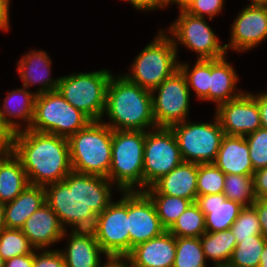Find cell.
Segmentation results:
<instances>
[{
	"label": "cell",
	"mask_w": 267,
	"mask_h": 267,
	"mask_svg": "<svg viewBox=\"0 0 267 267\" xmlns=\"http://www.w3.org/2000/svg\"><path fill=\"white\" fill-rule=\"evenodd\" d=\"M111 181L108 178L71 171L63 181L45 186L46 203L56 213L65 229L92 230L97 215L111 201Z\"/></svg>",
	"instance_id": "1"
},
{
	"label": "cell",
	"mask_w": 267,
	"mask_h": 267,
	"mask_svg": "<svg viewBox=\"0 0 267 267\" xmlns=\"http://www.w3.org/2000/svg\"><path fill=\"white\" fill-rule=\"evenodd\" d=\"M13 154L21 161L28 182L47 186L72 171L68 138L22 129L14 133Z\"/></svg>",
	"instance_id": "2"
},
{
	"label": "cell",
	"mask_w": 267,
	"mask_h": 267,
	"mask_svg": "<svg viewBox=\"0 0 267 267\" xmlns=\"http://www.w3.org/2000/svg\"><path fill=\"white\" fill-rule=\"evenodd\" d=\"M115 78V79H114ZM107 114L112 130L145 131L156 128L153 115L152 93L129 81L125 76L111 75L106 92Z\"/></svg>",
	"instance_id": "3"
},
{
	"label": "cell",
	"mask_w": 267,
	"mask_h": 267,
	"mask_svg": "<svg viewBox=\"0 0 267 267\" xmlns=\"http://www.w3.org/2000/svg\"><path fill=\"white\" fill-rule=\"evenodd\" d=\"M72 170L107 178L111 167L112 129L91 121L68 138Z\"/></svg>",
	"instance_id": "4"
},
{
	"label": "cell",
	"mask_w": 267,
	"mask_h": 267,
	"mask_svg": "<svg viewBox=\"0 0 267 267\" xmlns=\"http://www.w3.org/2000/svg\"><path fill=\"white\" fill-rule=\"evenodd\" d=\"M146 131L112 130L111 167L107 178L123 191H143Z\"/></svg>",
	"instance_id": "5"
},
{
	"label": "cell",
	"mask_w": 267,
	"mask_h": 267,
	"mask_svg": "<svg viewBox=\"0 0 267 267\" xmlns=\"http://www.w3.org/2000/svg\"><path fill=\"white\" fill-rule=\"evenodd\" d=\"M165 34L159 32L135 57L131 74L125 75L129 81L152 91L179 69L175 45L172 38Z\"/></svg>",
	"instance_id": "6"
},
{
	"label": "cell",
	"mask_w": 267,
	"mask_h": 267,
	"mask_svg": "<svg viewBox=\"0 0 267 267\" xmlns=\"http://www.w3.org/2000/svg\"><path fill=\"white\" fill-rule=\"evenodd\" d=\"M92 120L57 91L38 94L30 130L69 138Z\"/></svg>",
	"instance_id": "7"
},
{
	"label": "cell",
	"mask_w": 267,
	"mask_h": 267,
	"mask_svg": "<svg viewBox=\"0 0 267 267\" xmlns=\"http://www.w3.org/2000/svg\"><path fill=\"white\" fill-rule=\"evenodd\" d=\"M111 74L109 70L76 73L59 78L57 91L76 109L92 121H100L106 106V92Z\"/></svg>",
	"instance_id": "8"
},
{
	"label": "cell",
	"mask_w": 267,
	"mask_h": 267,
	"mask_svg": "<svg viewBox=\"0 0 267 267\" xmlns=\"http://www.w3.org/2000/svg\"><path fill=\"white\" fill-rule=\"evenodd\" d=\"M175 134L184 162L213 163L216 159L224 131L218 118L213 123L184 122L170 127Z\"/></svg>",
	"instance_id": "9"
},
{
	"label": "cell",
	"mask_w": 267,
	"mask_h": 267,
	"mask_svg": "<svg viewBox=\"0 0 267 267\" xmlns=\"http://www.w3.org/2000/svg\"><path fill=\"white\" fill-rule=\"evenodd\" d=\"M143 156V191L184 162L175 134L167 127L146 131Z\"/></svg>",
	"instance_id": "10"
},
{
	"label": "cell",
	"mask_w": 267,
	"mask_h": 267,
	"mask_svg": "<svg viewBox=\"0 0 267 267\" xmlns=\"http://www.w3.org/2000/svg\"><path fill=\"white\" fill-rule=\"evenodd\" d=\"M118 202H111L96 218L92 231L106 257H126L130 253L128 230V191Z\"/></svg>",
	"instance_id": "11"
},
{
	"label": "cell",
	"mask_w": 267,
	"mask_h": 267,
	"mask_svg": "<svg viewBox=\"0 0 267 267\" xmlns=\"http://www.w3.org/2000/svg\"><path fill=\"white\" fill-rule=\"evenodd\" d=\"M185 75L178 69L151 91L157 127L170 128L184 122L189 110L190 91ZM155 91L158 96H155Z\"/></svg>",
	"instance_id": "12"
},
{
	"label": "cell",
	"mask_w": 267,
	"mask_h": 267,
	"mask_svg": "<svg viewBox=\"0 0 267 267\" xmlns=\"http://www.w3.org/2000/svg\"><path fill=\"white\" fill-rule=\"evenodd\" d=\"M179 18L172 24L173 43L177 51V43L190 48L199 54L197 59H219L226 55L225 45H220L219 39L204 17H197L180 10ZM177 39V40H176ZM178 41V42H177Z\"/></svg>",
	"instance_id": "13"
},
{
	"label": "cell",
	"mask_w": 267,
	"mask_h": 267,
	"mask_svg": "<svg viewBox=\"0 0 267 267\" xmlns=\"http://www.w3.org/2000/svg\"><path fill=\"white\" fill-rule=\"evenodd\" d=\"M215 115L225 135L245 137L261 128L260 111L255 95L248 92L219 104Z\"/></svg>",
	"instance_id": "14"
},
{
	"label": "cell",
	"mask_w": 267,
	"mask_h": 267,
	"mask_svg": "<svg viewBox=\"0 0 267 267\" xmlns=\"http://www.w3.org/2000/svg\"><path fill=\"white\" fill-rule=\"evenodd\" d=\"M130 252L135 246L161 235L162 226L153 201L144 191H128Z\"/></svg>",
	"instance_id": "15"
},
{
	"label": "cell",
	"mask_w": 267,
	"mask_h": 267,
	"mask_svg": "<svg viewBox=\"0 0 267 267\" xmlns=\"http://www.w3.org/2000/svg\"><path fill=\"white\" fill-rule=\"evenodd\" d=\"M232 25L231 38L225 44L226 50L232 48L236 51L255 48L267 38V5H247Z\"/></svg>",
	"instance_id": "16"
},
{
	"label": "cell",
	"mask_w": 267,
	"mask_h": 267,
	"mask_svg": "<svg viewBox=\"0 0 267 267\" xmlns=\"http://www.w3.org/2000/svg\"><path fill=\"white\" fill-rule=\"evenodd\" d=\"M176 237L168 230L134 248L126 256L131 267H173Z\"/></svg>",
	"instance_id": "17"
},
{
	"label": "cell",
	"mask_w": 267,
	"mask_h": 267,
	"mask_svg": "<svg viewBox=\"0 0 267 267\" xmlns=\"http://www.w3.org/2000/svg\"><path fill=\"white\" fill-rule=\"evenodd\" d=\"M198 163L183 162L168 174L161 176L145 193H161L191 200L197 199Z\"/></svg>",
	"instance_id": "18"
},
{
	"label": "cell",
	"mask_w": 267,
	"mask_h": 267,
	"mask_svg": "<svg viewBox=\"0 0 267 267\" xmlns=\"http://www.w3.org/2000/svg\"><path fill=\"white\" fill-rule=\"evenodd\" d=\"M35 249H45L63 239L66 229L62 227L56 213L47 203L36 210L21 228ZM45 247V248H44Z\"/></svg>",
	"instance_id": "19"
},
{
	"label": "cell",
	"mask_w": 267,
	"mask_h": 267,
	"mask_svg": "<svg viewBox=\"0 0 267 267\" xmlns=\"http://www.w3.org/2000/svg\"><path fill=\"white\" fill-rule=\"evenodd\" d=\"M205 215L206 232L230 229L244 206L223 194L197 196L195 202Z\"/></svg>",
	"instance_id": "20"
},
{
	"label": "cell",
	"mask_w": 267,
	"mask_h": 267,
	"mask_svg": "<svg viewBox=\"0 0 267 267\" xmlns=\"http://www.w3.org/2000/svg\"><path fill=\"white\" fill-rule=\"evenodd\" d=\"M213 163L224 174L253 175L255 172L244 136L224 135Z\"/></svg>",
	"instance_id": "21"
},
{
	"label": "cell",
	"mask_w": 267,
	"mask_h": 267,
	"mask_svg": "<svg viewBox=\"0 0 267 267\" xmlns=\"http://www.w3.org/2000/svg\"><path fill=\"white\" fill-rule=\"evenodd\" d=\"M67 251H61L66 267H100L101 249L92 230H72Z\"/></svg>",
	"instance_id": "22"
},
{
	"label": "cell",
	"mask_w": 267,
	"mask_h": 267,
	"mask_svg": "<svg viewBox=\"0 0 267 267\" xmlns=\"http://www.w3.org/2000/svg\"><path fill=\"white\" fill-rule=\"evenodd\" d=\"M51 60L45 51L38 50L27 53L18 62L17 71L23 81V87L40 83L42 86L35 92L37 95L58 89L59 79L51 80Z\"/></svg>",
	"instance_id": "23"
},
{
	"label": "cell",
	"mask_w": 267,
	"mask_h": 267,
	"mask_svg": "<svg viewBox=\"0 0 267 267\" xmlns=\"http://www.w3.org/2000/svg\"><path fill=\"white\" fill-rule=\"evenodd\" d=\"M45 203V188L29 184L14 200L4 204L6 228L21 229L26 220Z\"/></svg>",
	"instance_id": "24"
},
{
	"label": "cell",
	"mask_w": 267,
	"mask_h": 267,
	"mask_svg": "<svg viewBox=\"0 0 267 267\" xmlns=\"http://www.w3.org/2000/svg\"><path fill=\"white\" fill-rule=\"evenodd\" d=\"M238 75L234 67L227 63L225 56L219 59H210L209 100L221 103L236 99L243 93L236 92ZM235 91V92H234Z\"/></svg>",
	"instance_id": "25"
},
{
	"label": "cell",
	"mask_w": 267,
	"mask_h": 267,
	"mask_svg": "<svg viewBox=\"0 0 267 267\" xmlns=\"http://www.w3.org/2000/svg\"><path fill=\"white\" fill-rule=\"evenodd\" d=\"M36 93L29 92L26 87L12 90L4 100L3 110L0 108V116L5 124L14 132L21 131L19 122H14L9 116L27 121L25 130L29 129L33 120ZM14 102V103H13ZM17 104V105H13ZM13 105V106H12ZM8 115V117H7ZM17 123V124H16Z\"/></svg>",
	"instance_id": "26"
},
{
	"label": "cell",
	"mask_w": 267,
	"mask_h": 267,
	"mask_svg": "<svg viewBox=\"0 0 267 267\" xmlns=\"http://www.w3.org/2000/svg\"><path fill=\"white\" fill-rule=\"evenodd\" d=\"M28 178L21 161L12 153L0 158V202L14 200L27 186Z\"/></svg>",
	"instance_id": "27"
},
{
	"label": "cell",
	"mask_w": 267,
	"mask_h": 267,
	"mask_svg": "<svg viewBox=\"0 0 267 267\" xmlns=\"http://www.w3.org/2000/svg\"><path fill=\"white\" fill-rule=\"evenodd\" d=\"M200 242L206 259L215 261L214 266L228 265L237 244L231 229L205 232Z\"/></svg>",
	"instance_id": "28"
},
{
	"label": "cell",
	"mask_w": 267,
	"mask_h": 267,
	"mask_svg": "<svg viewBox=\"0 0 267 267\" xmlns=\"http://www.w3.org/2000/svg\"><path fill=\"white\" fill-rule=\"evenodd\" d=\"M229 262L230 267H259L260 257L267 240L263 235H252L247 239H236Z\"/></svg>",
	"instance_id": "29"
},
{
	"label": "cell",
	"mask_w": 267,
	"mask_h": 267,
	"mask_svg": "<svg viewBox=\"0 0 267 267\" xmlns=\"http://www.w3.org/2000/svg\"><path fill=\"white\" fill-rule=\"evenodd\" d=\"M153 201L162 226L168 230L193 203L191 200L161 193H146Z\"/></svg>",
	"instance_id": "30"
},
{
	"label": "cell",
	"mask_w": 267,
	"mask_h": 267,
	"mask_svg": "<svg viewBox=\"0 0 267 267\" xmlns=\"http://www.w3.org/2000/svg\"><path fill=\"white\" fill-rule=\"evenodd\" d=\"M168 231L175 237L200 238L206 232L205 215L194 202L179 216Z\"/></svg>",
	"instance_id": "31"
},
{
	"label": "cell",
	"mask_w": 267,
	"mask_h": 267,
	"mask_svg": "<svg viewBox=\"0 0 267 267\" xmlns=\"http://www.w3.org/2000/svg\"><path fill=\"white\" fill-rule=\"evenodd\" d=\"M223 194L227 199L239 202L243 206H252L257 199L253 175L225 174Z\"/></svg>",
	"instance_id": "32"
},
{
	"label": "cell",
	"mask_w": 267,
	"mask_h": 267,
	"mask_svg": "<svg viewBox=\"0 0 267 267\" xmlns=\"http://www.w3.org/2000/svg\"><path fill=\"white\" fill-rule=\"evenodd\" d=\"M206 257L200 238L176 237V255L173 267H206Z\"/></svg>",
	"instance_id": "33"
},
{
	"label": "cell",
	"mask_w": 267,
	"mask_h": 267,
	"mask_svg": "<svg viewBox=\"0 0 267 267\" xmlns=\"http://www.w3.org/2000/svg\"><path fill=\"white\" fill-rule=\"evenodd\" d=\"M179 69L185 75L188 87L193 88L197 97L209 100L210 59H198L190 71L187 63H179Z\"/></svg>",
	"instance_id": "34"
},
{
	"label": "cell",
	"mask_w": 267,
	"mask_h": 267,
	"mask_svg": "<svg viewBox=\"0 0 267 267\" xmlns=\"http://www.w3.org/2000/svg\"><path fill=\"white\" fill-rule=\"evenodd\" d=\"M35 249L21 229L4 228L0 231V255L6 261L16 256L31 254Z\"/></svg>",
	"instance_id": "35"
},
{
	"label": "cell",
	"mask_w": 267,
	"mask_h": 267,
	"mask_svg": "<svg viewBox=\"0 0 267 267\" xmlns=\"http://www.w3.org/2000/svg\"><path fill=\"white\" fill-rule=\"evenodd\" d=\"M224 180V172L220 170L214 163L198 164V196L223 193Z\"/></svg>",
	"instance_id": "36"
},
{
	"label": "cell",
	"mask_w": 267,
	"mask_h": 267,
	"mask_svg": "<svg viewBox=\"0 0 267 267\" xmlns=\"http://www.w3.org/2000/svg\"><path fill=\"white\" fill-rule=\"evenodd\" d=\"M235 239H247L252 235H262L257 211L253 206H244L231 226Z\"/></svg>",
	"instance_id": "37"
},
{
	"label": "cell",
	"mask_w": 267,
	"mask_h": 267,
	"mask_svg": "<svg viewBox=\"0 0 267 267\" xmlns=\"http://www.w3.org/2000/svg\"><path fill=\"white\" fill-rule=\"evenodd\" d=\"M254 171L267 167V129L259 128L245 136Z\"/></svg>",
	"instance_id": "38"
},
{
	"label": "cell",
	"mask_w": 267,
	"mask_h": 267,
	"mask_svg": "<svg viewBox=\"0 0 267 267\" xmlns=\"http://www.w3.org/2000/svg\"><path fill=\"white\" fill-rule=\"evenodd\" d=\"M224 0H192L184 9L190 15L204 17L205 14L212 20L224 7Z\"/></svg>",
	"instance_id": "39"
},
{
	"label": "cell",
	"mask_w": 267,
	"mask_h": 267,
	"mask_svg": "<svg viewBox=\"0 0 267 267\" xmlns=\"http://www.w3.org/2000/svg\"><path fill=\"white\" fill-rule=\"evenodd\" d=\"M37 254L33 251V267H66L64 257L59 250H44Z\"/></svg>",
	"instance_id": "40"
},
{
	"label": "cell",
	"mask_w": 267,
	"mask_h": 267,
	"mask_svg": "<svg viewBox=\"0 0 267 267\" xmlns=\"http://www.w3.org/2000/svg\"><path fill=\"white\" fill-rule=\"evenodd\" d=\"M14 132L5 124L0 116V158L13 153Z\"/></svg>",
	"instance_id": "41"
},
{
	"label": "cell",
	"mask_w": 267,
	"mask_h": 267,
	"mask_svg": "<svg viewBox=\"0 0 267 267\" xmlns=\"http://www.w3.org/2000/svg\"><path fill=\"white\" fill-rule=\"evenodd\" d=\"M254 193L257 199H267V167L253 173Z\"/></svg>",
	"instance_id": "42"
},
{
	"label": "cell",
	"mask_w": 267,
	"mask_h": 267,
	"mask_svg": "<svg viewBox=\"0 0 267 267\" xmlns=\"http://www.w3.org/2000/svg\"><path fill=\"white\" fill-rule=\"evenodd\" d=\"M252 206L257 211V216L262 230L261 234L267 240V199H256Z\"/></svg>",
	"instance_id": "43"
},
{
	"label": "cell",
	"mask_w": 267,
	"mask_h": 267,
	"mask_svg": "<svg viewBox=\"0 0 267 267\" xmlns=\"http://www.w3.org/2000/svg\"><path fill=\"white\" fill-rule=\"evenodd\" d=\"M4 267H33V252L6 260Z\"/></svg>",
	"instance_id": "44"
},
{
	"label": "cell",
	"mask_w": 267,
	"mask_h": 267,
	"mask_svg": "<svg viewBox=\"0 0 267 267\" xmlns=\"http://www.w3.org/2000/svg\"><path fill=\"white\" fill-rule=\"evenodd\" d=\"M137 10H154L156 8H163L164 3L161 0H127Z\"/></svg>",
	"instance_id": "45"
},
{
	"label": "cell",
	"mask_w": 267,
	"mask_h": 267,
	"mask_svg": "<svg viewBox=\"0 0 267 267\" xmlns=\"http://www.w3.org/2000/svg\"><path fill=\"white\" fill-rule=\"evenodd\" d=\"M9 0H0V29L7 31L9 28Z\"/></svg>",
	"instance_id": "46"
},
{
	"label": "cell",
	"mask_w": 267,
	"mask_h": 267,
	"mask_svg": "<svg viewBox=\"0 0 267 267\" xmlns=\"http://www.w3.org/2000/svg\"><path fill=\"white\" fill-rule=\"evenodd\" d=\"M255 101L259 107L261 128L267 129V99L262 95H255Z\"/></svg>",
	"instance_id": "47"
},
{
	"label": "cell",
	"mask_w": 267,
	"mask_h": 267,
	"mask_svg": "<svg viewBox=\"0 0 267 267\" xmlns=\"http://www.w3.org/2000/svg\"><path fill=\"white\" fill-rule=\"evenodd\" d=\"M106 259H107V262L104 265H100V267H131L127 257L108 256Z\"/></svg>",
	"instance_id": "48"
},
{
	"label": "cell",
	"mask_w": 267,
	"mask_h": 267,
	"mask_svg": "<svg viewBox=\"0 0 267 267\" xmlns=\"http://www.w3.org/2000/svg\"><path fill=\"white\" fill-rule=\"evenodd\" d=\"M192 0H167L164 3L163 8H165L166 6H168V4L170 3H174V4H178L177 6L180 8V10H184L186 8V6L191 2Z\"/></svg>",
	"instance_id": "49"
},
{
	"label": "cell",
	"mask_w": 267,
	"mask_h": 267,
	"mask_svg": "<svg viewBox=\"0 0 267 267\" xmlns=\"http://www.w3.org/2000/svg\"><path fill=\"white\" fill-rule=\"evenodd\" d=\"M259 267H267V242L263 248L261 257H260V264Z\"/></svg>",
	"instance_id": "50"
},
{
	"label": "cell",
	"mask_w": 267,
	"mask_h": 267,
	"mask_svg": "<svg viewBox=\"0 0 267 267\" xmlns=\"http://www.w3.org/2000/svg\"><path fill=\"white\" fill-rule=\"evenodd\" d=\"M6 228L4 218V204L0 202V231Z\"/></svg>",
	"instance_id": "51"
},
{
	"label": "cell",
	"mask_w": 267,
	"mask_h": 267,
	"mask_svg": "<svg viewBox=\"0 0 267 267\" xmlns=\"http://www.w3.org/2000/svg\"><path fill=\"white\" fill-rule=\"evenodd\" d=\"M251 5H267V0H251Z\"/></svg>",
	"instance_id": "52"
},
{
	"label": "cell",
	"mask_w": 267,
	"mask_h": 267,
	"mask_svg": "<svg viewBox=\"0 0 267 267\" xmlns=\"http://www.w3.org/2000/svg\"><path fill=\"white\" fill-rule=\"evenodd\" d=\"M4 264H5V260L0 255V267H4Z\"/></svg>",
	"instance_id": "53"
},
{
	"label": "cell",
	"mask_w": 267,
	"mask_h": 267,
	"mask_svg": "<svg viewBox=\"0 0 267 267\" xmlns=\"http://www.w3.org/2000/svg\"><path fill=\"white\" fill-rule=\"evenodd\" d=\"M262 95L267 99V93L266 92L262 93Z\"/></svg>",
	"instance_id": "54"
},
{
	"label": "cell",
	"mask_w": 267,
	"mask_h": 267,
	"mask_svg": "<svg viewBox=\"0 0 267 267\" xmlns=\"http://www.w3.org/2000/svg\"><path fill=\"white\" fill-rule=\"evenodd\" d=\"M214 267H230L229 265H223V266H214Z\"/></svg>",
	"instance_id": "55"
}]
</instances>
